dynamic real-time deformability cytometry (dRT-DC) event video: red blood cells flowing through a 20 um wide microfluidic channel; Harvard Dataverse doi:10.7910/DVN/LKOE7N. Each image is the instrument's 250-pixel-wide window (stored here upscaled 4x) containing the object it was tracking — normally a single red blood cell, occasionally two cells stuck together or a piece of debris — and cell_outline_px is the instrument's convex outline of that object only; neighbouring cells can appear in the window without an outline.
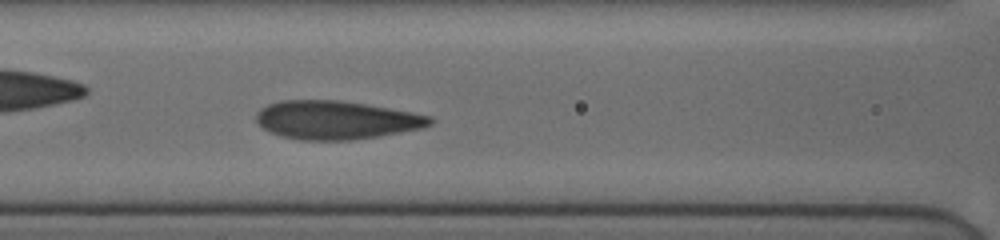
{"species": "human", "species_latin": "Homo sapiens", "temperature_condition": "cold", "stored_images_in_passage": 42, "camera_frame_rate_fps": 3000, "um_per_image_px": 0.085, "donor": {"sex": "female"}, "frame": {"image": 1, "passage_image": 19, "time_ms": 7.0, "image_size_px": [1000, 240], "cell_outline_px": [[436, 120], [432, 124], [424, 128], [380, 136], [352, 140], [296, 140], [280, 136], [268, 132], [260, 128], [256, 120], [256, 112], [260, 108], [268, 104], [284, 100], [340, 100], [412, 112], [432, 116]], "centroid_in_image_um": [28.56, 10.21], "position_along_channel_um": 138.0, "area_um2": 39.42}}
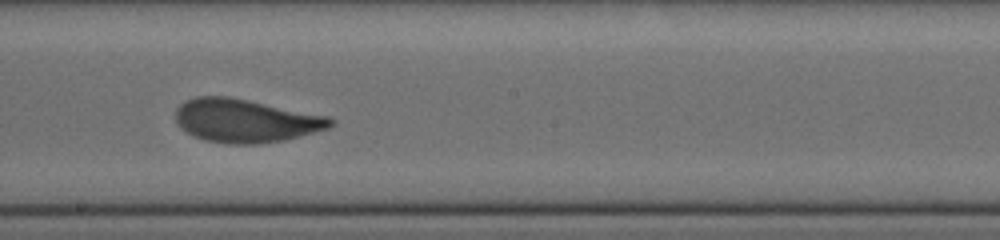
{"frame": {"image": 2, "passage_image": 28, "time_ms": 9.333, "image_size_px": [1000, 240], "cell_outline_px": [[336, 120], [328, 128], [284, 140], [256, 144], [228, 144], [204, 140], [180, 128], [176, 124], [176, 108], [180, 104], [196, 96], [228, 96], [328, 116]], "centroid_in_image_um": [20.85, 10.26], "position_along_channel_um": 227.4, "area_um2": 38.9}}
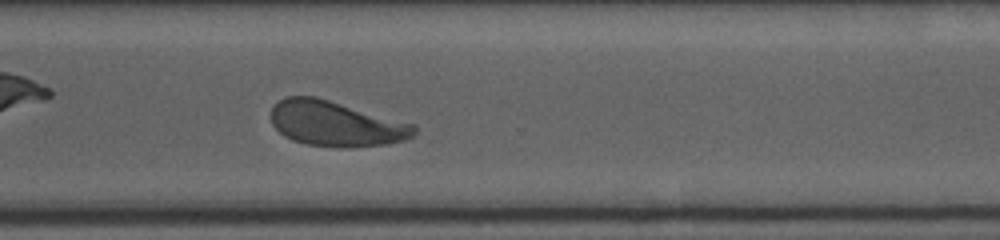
{"frame": {"image": 3, "passage_image": 40, "time_ms": 12.333, "image_size_px": [1000, 240], "cell_outline_px": [[416, 136], [404, 140], [388, 144], [348, 148], [340, 148], [308, 144], [292, 140], [284, 136], [272, 124], [272, 108], [280, 100], [288, 96], [316, 96], [416, 124]], "centroid_in_image_um": [28.6, 10.52], "position_along_channel_um": 342.0, "area_um2": 37.97}}